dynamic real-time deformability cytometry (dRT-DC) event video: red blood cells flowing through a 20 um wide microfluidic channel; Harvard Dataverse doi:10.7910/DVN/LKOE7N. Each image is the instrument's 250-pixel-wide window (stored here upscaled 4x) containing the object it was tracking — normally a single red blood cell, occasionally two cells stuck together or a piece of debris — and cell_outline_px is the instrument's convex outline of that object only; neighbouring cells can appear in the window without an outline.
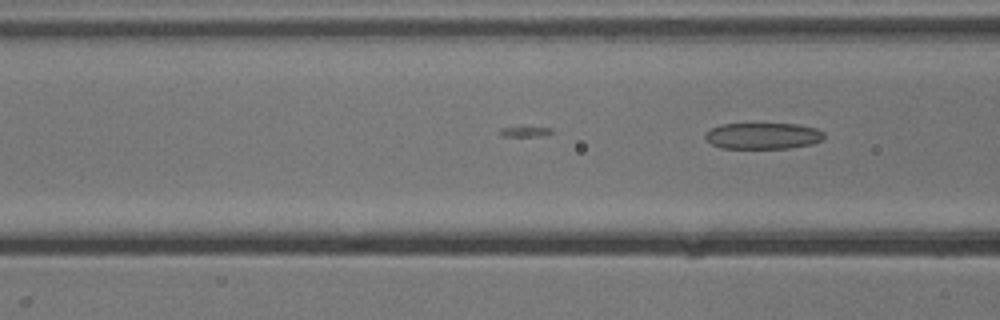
{"species": "common noctule bat (a hibernating species)", "species_latin": "Nyctalus noctula", "temperature_condition": "cold", "stored_images_in_passage": 4, "camera_frame_rate_fps": 3000, "um_per_image_px": 0.085, "animal": {"sex": "male", "body_mass_g": 13.3}, "frame": {"image": 1, "passage_image": 4, "time_ms": 1.0, "image_size_px": [1000, 320], "cell_outline_px": [[824, 140], [812, 144], [788, 148], [720, 148], [712, 144], [704, 136], [712, 128], [720, 124], [796, 124], [816, 128], [824, 132]], "centroid_in_image_um": [64.89, 11.55], "position_along_channel_um": 101.7, "area_um2": 18.15}}